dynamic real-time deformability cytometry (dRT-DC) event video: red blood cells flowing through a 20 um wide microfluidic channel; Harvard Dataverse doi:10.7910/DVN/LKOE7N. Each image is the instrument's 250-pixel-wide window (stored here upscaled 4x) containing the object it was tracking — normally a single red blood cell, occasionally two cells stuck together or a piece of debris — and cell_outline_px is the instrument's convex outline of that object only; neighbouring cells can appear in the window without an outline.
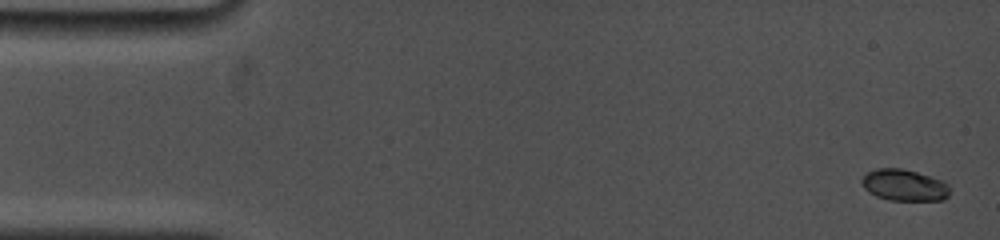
{"species": "common noctule bat (a hibernating species)", "species_latin": "Nyctalus noctula", "temperature_condition": "cold", "stored_images_in_passage": 20, "camera_frame_rate_fps": 5000, "um_per_image_px": 0.085, "animal": {"sex": "female", "body_mass_g": 19.0, "forearm_length_mm": 53.3}, "frame": {"image": 1, "passage_image": 1, "time_ms": 0.0, "image_size_px": [1000, 240], "cell_outline_px": [[948, 196], [944, 200], [888, 200], [876, 196], [868, 192], [864, 188], [860, 180], [868, 172], [876, 168], [900, 168], [916, 172], [940, 180], [948, 184]], "centroid_in_image_um": [76.82, 15.74], "position_along_channel_um": 8.2, "area_um2": 16.01}}
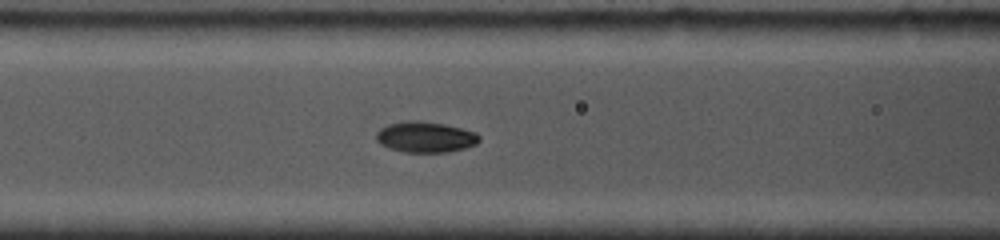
{"frame": {"image": 2, "passage_image": 12, "time_ms": 6.6, "image_size_px": [1000, 240], "cell_outline_px": [[480, 140], [476, 144], [464, 148], [448, 152], [404, 152], [388, 148], [380, 144], [376, 140], [376, 132], [380, 128], [388, 124], [404, 120], [420, 120], [444, 124], [476, 132], [480, 136]], "centroid_in_image_um": [36.13, 11.64], "position_along_channel_um": 130.5, "area_um2": 18.67}}
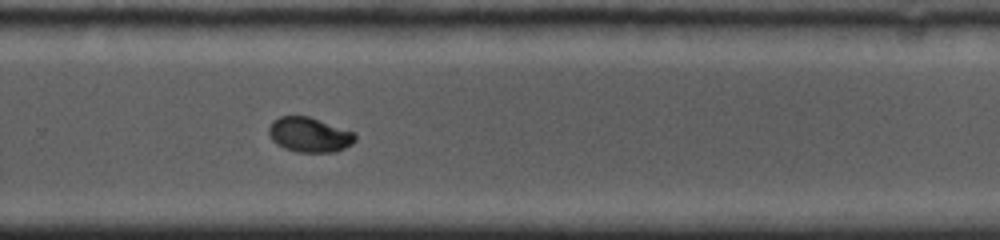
{"frame": {"image": 3, "passage_image": 20, "time_ms": 11.2, "image_size_px": [1000, 240], "cell_outline_px": [[356, 140], [352, 144], [336, 152], [296, 152], [284, 148], [276, 144], [272, 140], [268, 132], [268, 128], [272, 120], [280, 116], [308, 116], [356, 132]], "centroid_in_image_um": [26.3, 11.45], "position_along_channel_um": 303.5, "area_um2": 17.74}}